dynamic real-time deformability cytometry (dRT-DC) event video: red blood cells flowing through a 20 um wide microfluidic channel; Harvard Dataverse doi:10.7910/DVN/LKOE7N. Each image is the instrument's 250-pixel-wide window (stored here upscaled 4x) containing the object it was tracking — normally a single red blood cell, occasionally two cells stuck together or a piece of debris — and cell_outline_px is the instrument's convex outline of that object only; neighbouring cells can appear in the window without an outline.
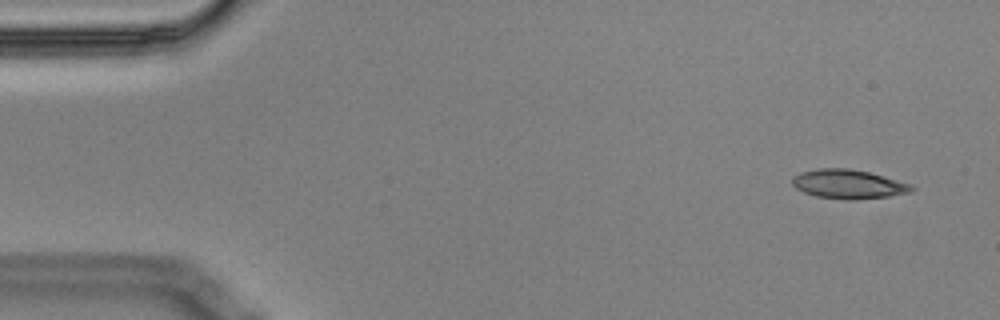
{"species": "Egyptian fruit bat (a non-hibernating species)", "species_latin": "Rousettus aegyptiacus", "temperature_condition": "cold", "stored_images_in_passage": 6, "camera_frame_rate_fps": 3000, "um_per_image_px": 0.085, "animal": {"sex": "male"}, "frame": {"image": 1, "passage_image": 1, "time_ms": 0.0, "image_size_px": [1000, 320], "cell_outline_px": [[916, 188], [912, 192], [888, 196], [856, 200], [848, 200], [816, 196], [804, 192], [796, 188], [792, 184], [792, 176], [800, 172], [820, 168], [848, 168], [868, 172], [912, 184]], "centroid_in_image_um": [72.11, 15.65], "position_along_channel_um": 12.9, "area_um2": 20.29}}
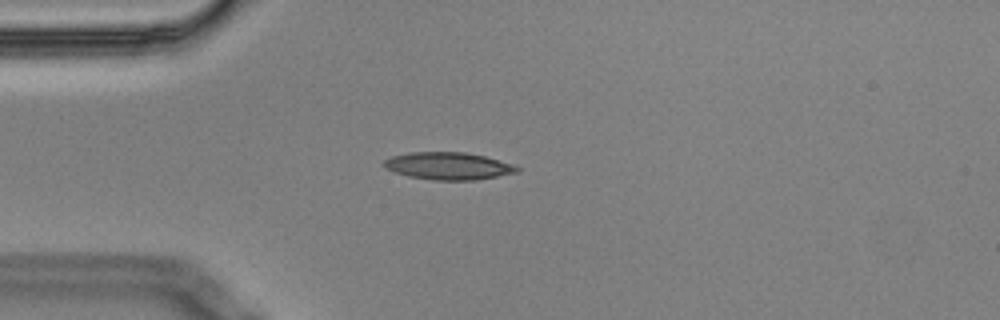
{"frame": {"image": 2, "passage_image": 4, "time_ms": 1.0, "image_size_px": [1000, 320], "cell_outline_px": [[520, 168], [516, 172], [476, 180], [436, 180], [408, 176], [384, 168], [384, 160], [392, 156], [408, 152], [464, 152], [484, 156], [512, 164]], "centroid_in_image_um": [38.07, 14.1], "position_along_channel_um": 46.9, "area_um2": 20.98}}
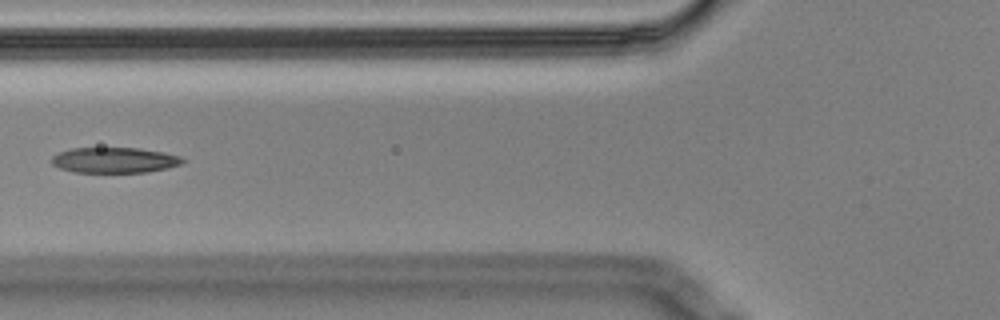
{"frame": {"image": 3, "passage_image": 6, "time_ms": 1.667, "image_size_px": [1000, 320], "cell_outline_px": [[188, 160], [184, 164], [168, 168], [148, 172], [76, 172], [60, 168], [52, 164], [52, 156], [60, 152], [72, 148], [136, 148], [164, 152], [180, 156]], "centroid_in_image_um": [9.8, 13.61], "position_along_channel_um": 116.0, "area_um2": 19.54}}